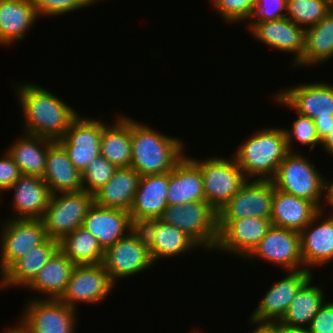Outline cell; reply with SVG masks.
<instances>
[{
    "label": "cell",
    "mask_w": 333,
    "mask_h": 333,
    "mask_svg": "<svg viewBox=\"0 0 333 333\" xmlns=\"http://www.w3.org/2000/svg\"><path fill=\"white\" fill-rule=\"evenodd\" d=\"M14 89L24 119L21 133L58 141L79 115L75 107H70L56 94L33 81L17 83Z\"/></svg>",
    "instance_id": "obj_1"
},
{
    "label": "cell",
    "mask_w": 333,
    "mask_h": 333,
    "mask_svg": "<svg viewBox=\"0 0 333 333\" xmlns=\"http://www.w3.org/2000/svg\"><path fill=\"white\" fill-rule=\"evenodd\" d=\"M184 144L175 136H167L131 118L130 167L140 176L170 172L186 155Z\"/></svg>",
    "instance_id": "obj_2"
},
{
    "label": "cell",
    "mask_w": 333,
    "mask_h": 333,
    "mask_svg": "<svg viewBox=\"0 0 333 333\" xmlns=\"http://www.w3.org/2000/svg\"><path fill=\"white\" fill-rule=\"evenodd\" d=\"M234 152L247 179L271 180L289 150L283 128L266 126L256 130Z\"/></svg>",
    "instance_id": "obj_3"
},
{
    "label": "cell",
    "mask_w": 333,
    "mask_h": 333,
    "mask_svg": "<svg viewBox=\"0 0 333 333\" xmlns=\"http://www.w3.org/2000/svg\"><path fill=\"white\" fill-rule=\"evenodd\" d=\"M316 165L302 152H289L271 179L274 188L326 208V179ZM324 200V201H323Z\"/></svg>",
    "instance_id": "obj_4"
},
{
    "label": "cell",
    "mask_w": 333,
    "mask_h": 333,
    "mask_svg": "<svg viewBox=\"0 0 333 333\" xmlns=\"http://www.w3.org/2000/svg\"><path fill=\"white\" fill-rule=\"evenodd\" d=\"M159 219L184 231L204 251L214 252L219 236L218 212L206 201L168 205Z\"/></svg>",
    "instance_id": "obj_5"
},
{
    "label": "cell",
    "mask_w": 333,
    "mask_h": 333,
    "mask_svg": "<svg viewBox=\"0 0 333 333\" xmlns=\"http://www.w3.org/2000/svg\"><path fill=\"white\" fill-rule=\"evenodd\" d=\"M188 157L200 168L205 201L217 212L247 181L233 155L231 159L214 154L212 157H205L204 160Z\"/></svg>",
    "instance_id": "obj_6"
},
{
    "label": "cell",
    "mask_w": 333,
    "mask_h": 333,
    "mask_svg": "<svg viewBox=\"0 0 333 333\" xmlns=\"http://www.w3.org/2000/svg\"><path fill=\"white\" fill-rule=\"evenodd\" d=\"M93 204V194L84 190L52 194L41 219L47 237L60 241L81 227Z\"/></svg>",
    "instance_id": "obj_7"
},
{
    "label": "cell",
    "mask_w": 333,
    "mask_h": 333,
    "mask_svg": "<svg viewBox=\"0 0 333 333\" xmlns=\"http://www.w3.org/2000/svg\"><path fill=\"white\" fill-rule=\"evenodd\" d=\"M102 265L115 285L120 278L133 277L155 266L138 226L104 251Z\"/></svg>",
    "instance_id": "obj_8"
},
{
    "label": "cell",
    "mask_w": 333,
    "mask_h": 333,
    "mask_svg": "<svg viewBox=\"0 0 333 333\" xmlns=\"http://www.w3.org/2000/svg\"><path fill=\"white\" fill-rule=\"evenodd\" d=\"M0 275L18 258L42 244L48 237L41 219L0 221Z\"/></svg>",
    "instance_id": "obj_9"
},
{
    "label": "cell",
    "mask_w": 333,
    "mask_h": 333,
    "mask_svg": "<svg viewBox=\"0 0 333 333\" xmlns=\"http://www.w3.org/2000/svg\"><path fill=\"white\" fill-rule=\"evenodd\" d=\"M23 313L18 320L30 333H76L77 310L59 299L35 297L26 303Z\"/></svg>",
    "instance_id": "obj_10"
},
{
    "label": "cell",
    "mask_w": 333,
    "mask_h": 333,
    "mask_svg": "<svg viewBox=\"0 0 333 333\" xmlns=\"http://www.w3.org/2000/svg\"><path fill=\"white\" fill-rule=\"evenodd\" d=\"M272 97L278 105L293 108L312 120L333 117V85L328 82L300 83L279 90Z\"/></svg>",
    "instance_id": "obj_11"
},
{
    "label": "cell",
    "mask_w": 333,
    "mask_h": 333,
    "mask_svg": "<svg viewBox=\"0 0 333 333\" xmlns=\"http://www.w3.org/2000/svg\"><path fill=\"white\" fill-rule=\"evenodd\" d=\"M114 287L102 263L75 265L59 300L78 310L77 305L80 303H101Z\"/></svg>",
    "instance_id": "obj_12"
},
{
    "label": "cell",
    "mask_w": 333,
    "mask_h": 333,
    "mask_svg": "<svg viewBox=\"0 0 333 333\" xmlns=\"http://www.w3.org/2000/svg\"><path fill=\"white\" fill-rule=\"evenodd\" d=\"M286 273L283 279L279 278L267 289V292L265 291V295L262 296L250 315V324H268L280 321L299 289L315 272L298 269L287 270Z\"/></svg>",
    "instance_id": "obj_13"
},
{
    "label": "cell",
    "mask_w": 333,
    "mask_h": 333,
    "mask_svg": "<svg viewBox=\"0 0 333 333\" xmlns=\"http://www.w3.org/2000/svg\"><path fill=\"white\" fill-rule=\"evenodd\" d=\"M255 258L272 263L284 271L305 269L301 256L300 233L271 226L264 238L244 260L255 263L257 261Z\"/></svg>",
    "instance_id": "obj_14"
},
{
    "label": "cell",
    "mask_w": 333,
    "mask_h": 333,
    "mask_svg": "<svg viewBox=\"0 0 333 333\" xmlns=\"http://www.w3.org/2000/svg\"><path fill=\"white\" fill-rule=\"evenodd\" d=\"M273 195L271 180L247 179L218 212V220L270 219Z\"/></svg>",
    "instance_id": "obj_15"
},
{
    "label": "cell",
    "mask_w": 333,
    "mask_h": 333,
    "mask_svg": "<svg viewBox=\"0 0 333 333\" xmlns=\"http://www.w3.org/2000/svg\"><path fill=\"white\" fill-rule=\"evenodd\" d=\"M271 226L270 219L262 218L218 220L219 236L214 252L245 259Z\"/></svg>",
    "instance_id": "obj_16"
},
{
    "label": "cell",
    "mask_w": 333,
    "mask_h": 333,
    "mask_svg": "<svg viewBox=\"0 0 333 333\" xmlns=\"http://www.w3.org/2000/svg\"><path fill=\"white\" fill-rule=\"evenodd\" d=\"M102 121L80 114L57 142L67 152L75 168L83 173L91 160L100 155Z\"/></svg>",
    "instance_id": "obj_17"
},
{
    "label": "cell",
    "mask_w": 333,
    "mask_h": 333,
    "mask_svg": "<svg viewBox=\"0 0 333 333\" xmlns=\"http://www.w3.org/2000/svg\"><path fill=\"white\" fill-rule=\"evenodd\" d=\"M245 25L256 41L281 53H291L295 57L291 67L303 57L306 50V29L290 19L284 17L278 20L252 21Z\"/></svg>",
    "instance_id": "obj_18"
},
{
    "label": "cell",
    "mask_w": 333,
    "mask_h": 333,
    "mask_svg": "<svg viewBox=\"0 0 333 333\" xmlns=\"http://www.w3.org/2000/svg\"><path fill=\"white\" fill-rule=\"evenodd\" d=\"M324 211L320 210L300 232L301 256L309 271L333 261V213Z\"/></svg>",
    "instance_id": "obj_19"
},
{
    "label": "cell",
    "mask_w": 333,
    "mask_h": 333,
    "mask_svg": "<svg viewBox=\"0 0 333 333\" xmlns=\"http://www.w3.org/2000/svg\"><path fill=\"white\" fill-rule=\"evenodd\" d=\"M138 228L142 231L146 244L149 247L152 261L157 266L158 260L176 258L195 251L200 246L184 231L173 225L166 224L160 219L147 220Z\"/></svg>",
    "instance_id": "obj_20"
},
{
    "label": "cell",
    "mask_w": 333,
    "mask_h": 333,
    "mask_svg": "<svg viewBox=\"0 0 333 333\" xmlns=\"http://www.w3.org/2000/svg\"><path fill=\"white\" fill-rule=\"evenodd\" d=\"M169 172L141 176L129 211L132 223L139 226L147 220L159 219L168 206Z\"/></svg>",
    "instance_id": "obj_21"
},
{
    "label": "cell",
    "mask_w": 333,
    "mask_h": 333,
    "mask_svg": "<svg viewBox=\"0 0 333 333\" xmlns=\"http://www.w3.org/2000/svg\"><path fill=\"white\" fill-rule=\"evenodd\" d=\"M82 227L98 241L103 251L126 236L136 226L126 210L103 208L93 204L85 217Z\"/></svg>",
    "instance_id": "obj_22"
},
{
    "label": "cell",
    "mask_w": 333,
    "mask_h": 333,
    "mask_svg": "<svg viewBox=\"0 0 333 333\" xmlns=\"http://www.w3.org/2000/svg\"><path fill=\"white\" fill-rule=\"evenodd\" d=\"M6 191L14 193L10 219H42L52 195L42 178L23 174Z\"/></svg>",
    "instance_id": "obj_23"
},
{
    "label": "cell",
    "mask_w": 333,
    "mask_h": 333,
    "mask_svg": "<svg viewBox=\"0 0 333 333\" xmlns=\"http://www.w3.org/2000/svg\"><path fill=\"white\" fill-rule=\"evenodd\" d=\"M59 249V241L47 238L25 256L15 260L0 276V289L26 288Z\"/></svg>",
    "instance_id": "obj_24"
},
{
    "label": "cell",
    "mask_w": 333,
    "mask_h": 333,
    "mask_svg": "<svg viewBox=\"0 0 333 333\" xmlns=\"http://www.w3.org/2000/svg\"><path fill=\"white\" fill-rule=\"evenodd\" d=\"M38 18L32 0H0V46H16Z\"/></svg>",
    "instance_id": "obj_25"
},
{
    "label": "cell",
    "mask_w": 333,
    "mask_h": 333,
    "mask_svg": "<svg viewBox=\"0 0 333 333\" xmlns=\"http://www.w3.org/2000/svg\"><path fill=\"white\" fill-rule=\"evenodd\" d=\"M320 209L311 201L274 188L271 225L301 232Z\"/></svg>",
    "instance_id": "obj_26"
},
{
    "label": "cell",
    "mask_w": 333,
    "mask_h": 333,
    "mask_svg": "<svg viewBox=\"0 0 333 333\" xmlns=\"http://www.w3.org/2000/svg\"><path fill=\"white\" fill-rule=\"evenodd\" d=\"M205 201L200 168L184 156L169 172L168 205Z\"/></svg>",
    "instance_id": "obj_27"
},
{
    "label": "cell",
    "mask_w": 333,
    "mask_h": 333,
    "mask_svg": "<svg viewBox=\"0 0 333 333\" xmlns=\"http://www.w3.org/2000/svg\"><path fill=\"white\" fill-rule=\"evenodd\" d=\"M81 174L64 148L57 141H53L48 146L46 171L42 178L51 194L82 190Z\"/></svg>",
    "instance_id": "obj_28"
},
{
    "label": "cell",
    "mask_w": 333,
    "mask_h": 333,
    "mask_svg": "<svg viewBox=\"0 0 333 333\" xmlns=\"http://www.w3.org/2000/svg\"><path fill=\"white\" fill-rule=\"evenodd\" d=\"M115 118L112 124L102 120L100 155L117 168L130 167L131 117L119 114Z\"/></svg>",
    "instance_id": "obj_29"
},
{
    "label": "cell",
    "mask_w": 333,
    "mask_h": 333,
    "mask_svg": "<svg viewBox=\"0 0 333 333\" xmlns=\"http://www.w3.org/2000/svg\"><path fill=\"white\" fill-rule=\"evenodd\" d=\"M140 177L132 167L117 168L112 178L93 194L94 204L103 208H116L129 212Z\"/></svg>",
    "instance_id": "obj_30"
},
{
    "label": "cell",
    "mask_w": 333,
    "mask_h": 333,
    "mask_svg": "<svg viewBox=\"0 0 333 333\" xmlns=\"http://www.w3.org/2000/svg\"><path fill=\"white\" fill-rule=\"evenodd\" d=\"M74 267L75 264L58 249L26 288L42 294V299H59Z\"/></svg>",
    "instance_id": "obj_31"
},
{
    "label": "cell",
    "mask_w": 333,
    "mask_h": 333,
    "mask_svg": "<svg viewBox=\"0 0 333 333\" xmlns=\"http://www.w3.org/2000/svg\"><path fill=\"white\" fill-rule=\"evenodd\" d=\"M13 141L9 149H6L13 161L18 165L23 175H31L43 178L46 171V159L48 146L53 142L50 139L20 134Z\"/></svg>",
    "instance_id": "obj_32"
},
{
    "label": "cell",
    "mask_w": 333,
    "mask_h": 333,
    "mask_svg": "<svg viewBox=\"0 0 333 333\" xmlns=\"http://www.w3.org/2000/svg\"><path fill=\"white\" fill-rule=\"evenodd\" d=\"M333 58V9L316 25L306 28V50L298 67L318 66Z\"/></svg>",
    "instance_id": "obj_33"
},
{
    "label": "cell",
    "mask_w": 333,
    "mask_h": 333,
    "mask_svg": "<svg viewBox=\"0 0 333 333\" xmlns=\"http://www.w3.org/2000/svg\"><path fill=\"white\" fill-rule=\"evenodd\" d=\"M314 275L299 289L292 299L285 315L280 320L288 326L304 327L310 325L311 320L325 302L323 288L313 285Z\"/></svg>",
    "instance_id": "obj_34"
},
{
    "label": "cell",
    "mask_w": 333,
    "mask_h": 333,
    "mask_svg": "<svg viewBox=\"0 0 333 333\" xmlns=\"http://www.w3.org/2000/svg\"><path fill=\"white\" fill-rule=\"evenodd\" d=\"M59 250L75 265L99 264L104 256L97 239L82 226L59 241Z\"/></svg>",
    "instance_id": "obj_35"
},
{
    "label": "cell",
    "mask_w": 333,
    "mask_h": 333,
    "mask_svg": "<svg viewBox=\"0 0 333 333\" xmlns=\"http://www.w3.org/2000/svg\"><path fill=\"white\" fill-rule=\"evenodd\" d=\"M332 9L330 0H286L285 17L306 29L316 25Z\"/></svg>",
    "instance_id": "obj_36"
},
{
    "label": "cell",
    "mask_w": 333,
    "mask_h": 333,
    "mask_svg": "<svg viewBox=\"0 0 333 333\" xmlns=\"http://www.w3.org/2000/svg\"><path fill=\"white\" fill-rule=\"evenodd\" d=\"M297 116L298 117L292 122L291 128H283L288 150L289 152H302L294 148L296 142H299V144L309 146V152H311L316 146L321 145L314 120L298 113Z\"/></svg>",
    "instance_id": "obj_37"
},
{
    "label": "cell",
    "mask_w": 333,
    "mask_h": 333,
    "mask_svg": "<svg viewBox=\"0 0 333 333\" xmlns=\"http://www.w3.org/2000/svg\"><path fill=\"white\" fill-rule=\"evenodd\" d=\"M117 167L102 155L90 161L82 175V190L94 194L114 175Z\"/></svg>",
    "instance_id": "obj_38"
},
{
    "label": "cell",
    "mask_w": 333,
    "mask_h": 333,
    "mask_svg": "<svg viewBox=\"0 0 333 333\" xmlns=\"http://www.w3.org/2000/svg\"><path fill=\"white\" fill-rule=\"evenodd\" d=\"M257 0H211L213 11L229 24H248Z\"/></svg>",
    "instance_id": "obj_39"
},
{
    "label": "cell",
    "mask_w": 333,
    "mask_h": 333,
    "mask_svg": "<svg viewBox=\"0 0 333 333\" xmlns=\"http://www.w3.org/2000/svg\"><path fill=\"white\" fill-rule=\"evenodd\" d=\"M40 17H58L94 6L99 0H32ZM73 11V12H72Z\"/></svg>",
    "instance_id": "obj_40"
},
{
    "label": "cell",
    "mask_w": 333,
    "mask_h": 333,
    "mask_svg": "<svg viewBox=\"0 0 333 333\" xmlns=\"http://www.w3.org/2000/svg\"><path fill=\"white\" fill-rule=\"evenodd\" d=\"M286 0H257L252 21H270L284 18L286 14Z\"/></svg>",
    "instance_id": "obj_41"
},
{
    "label": "cell",
    "mask_w": 333,
    "mask_h": 333,
    "mask_svg": "<svg viewBox=\"0 0 333 333\" xmlns=\"http://www.w3.org/2000/svg\"><path fill=\"white\" fill-rule=\"evenodd\" d=\"M307 329L309 333H333V300H325Z\"/></svg>",
    "instance_id": "obj_42"
},
{
    "label": "cell",
    "mask_w": 333,
    "mask_h": 333,
    "mask_svg": "<svg viewBox=\"0 0 333 333\" xmlns=\"http://www.w3.org/2000/svg\"><path fill=\"white\" fill-rule=\"evenodd\" d=\"M21 175L22 172L20 168L5 150L0 158V199L2 193L11 187ZM1 202L0 200V203Z\"/></svg>",
    "instance_id": "obj_43"
},
{
    "label": "cell",
    "mask_w": 333,
    "mask_h": 333,
    "mask_svg": "<svg viewBox=\"0 0 333 333\" xmlns=\"http://www.w3.org/2000/svg\"><path fill=\"white\" fill-rule=\"evenodd\" d=\"M274 333H309L307 328L288 326L280 321L266 324Z\"/></svg>",
    "instance_id": "obj_44"
},
{
    "label": "cell",
    "mask_w": 333,
    "mask_h": 333,
    "mask_svg": "<svg viewBox=\"0 0 333 333\" xmlns=\"http://www.w3.org/2000/svg\"><path fill=\"white\" fill-rule=\"evenodd\" d=\"M314 124L318 134V138L320 139V141H322L333 127V117L325 119L315 118Z\"/></svg>",
    "instance_id": "obj_45"
},
{
    "label": "cell",
    "mask_w": 333,
    "mask_h": 333,
    "mask_svg": "<svg viewBox=\"0 0 333 333\" xmlns=\"http://www.w3.org/2000/svg\"><path fill=\"white\" fill-rule=\"evenodd\" d=\"M328 205V206H327ZM330 206V207H329ZM325 207L330 208V212L333 213V178L326 180V200Z\"/></svg>",
    "instance_id": "obj_46"
},
{
    "label": "cell",
    "mask_w": 333,
    "mask_h": 333,
    "mask_svg": "<svg viewBox=\"0 0 333 333\" xmlns=\"http://www.w3.org/2000/svg\"><path fill=\"white\" fill-rule=\"evenodd\" d=\"M321 146L325 150L326 154L333 157V127L330 132L325 136V138L321 141Z\"/></svg>",
    "instance_id": "obj_47"
},
{
    "label": "cell",
    "mask_w": 333,
    "mask_h": 333,
    "mask_svg": "<svg viewBox=\"0 0 333 333\" xmlns=\"http://www.w3.org/2000/svg\"><path fill=\"white\" fill-rule=\"evenodd\" d=\"M16 323L13 326L5 328L3 333H30L19 320Z\"/></svg>",
    "instance_id": "obj_48"
},
{
    "label": "cell",
    "mask_w": 333,
    "mask_h": 333,
    "mask_svg": "<svg viewBox=\"0 0 333 333\" xmlns=\"http://www.w3.org/2000/svg\"><path fill=\"white\" fill-rule=\"evenodd\" d=\"M255 329L251 333H274L266 324H251Z\"/></svg>",
    "instance_id": "obj_49"
},
{
    "label": "cell",
    "mask_w": 333,
    "mask_h": 333,
    "mask_svg": "<svg viewBox=\"0 0 333 333\" xmlns=\"http://www.w3.org/2000/svg\"><path fill=\"white\" fill-rule=\"evenodd\" d=\"M189 333H190V332H189ZM191 333H201V332H200V330H199V328H198V329H195V330L192 329V330H191Z\"/></svg>",
    "instance_id": "obj_50"
}]
</instances>
